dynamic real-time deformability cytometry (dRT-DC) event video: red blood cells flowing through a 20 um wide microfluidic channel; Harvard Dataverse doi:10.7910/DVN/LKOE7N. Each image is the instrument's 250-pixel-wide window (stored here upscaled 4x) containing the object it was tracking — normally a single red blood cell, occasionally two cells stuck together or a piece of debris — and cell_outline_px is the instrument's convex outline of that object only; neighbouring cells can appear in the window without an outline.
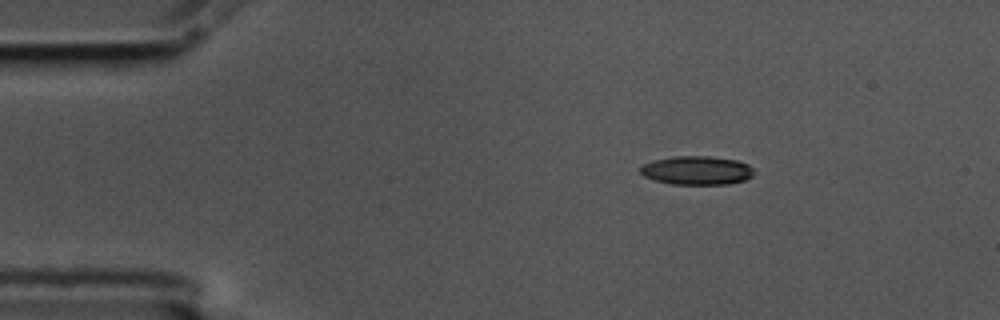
{"species": "common noctule bat (a hibernating species)", "species_latin": "Nyctalus noctula", "temperature_condition": "cold", "stored_images_in_passage": 48, "camera_frame_rate_fps": 3000, "um_per_image_px": 0.085, "animal": {"sex": "male", "body_mass_g": 17.5, "forearm_length_mm": 52.3}, "frame": {"image": 1, "passage_image": 1, "time_ms": 0.0, "image_size_px": [1000, 320], "cell_outline_px": [[752, 176], [744, 180], [728, 184], [672, 184], [656, 180], [644, 176], [640, 172], [640, 168], [644, 164], [652, 160], [672, 156], [708, 156], [736, 160], [748, 164], [752, 168]], "centroid_in_image_um": [59.21, 14.47], "position_along_channel_um": 25.8, "area_um2": 18.9}}
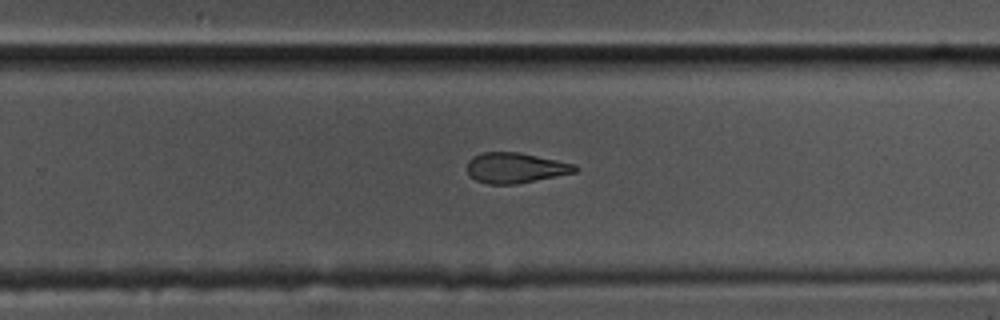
{"frame": {"image": 2, "passage_image": 28, "time_ms": 9.0, "image_size_px": [1000, 320], "cell_outline_px": [[580, 168], [576, 172], [516, 184], [488, 184], [476, 180], [468, 172], [468, 160], [472, 156], [484, 152], [520, 152], [576, 164]], "centroid_in_image_um": [43.83, 14.26], "position_along_channel_um": 286.0, "area_um2": 19.07}}
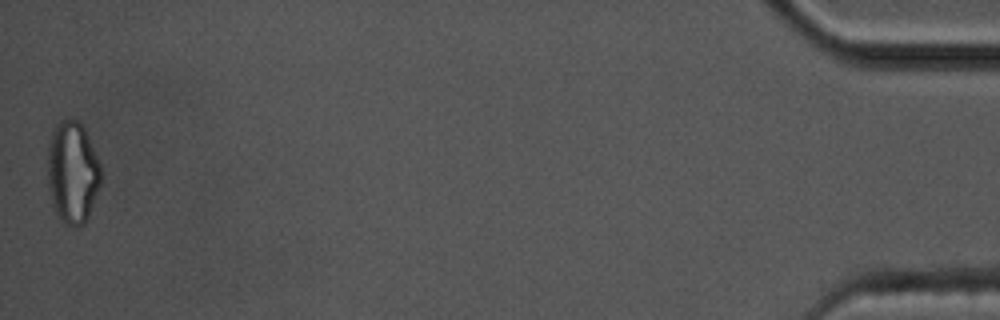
{"frame": {"image": 3, "passage_image": 48, "time_ms": 15.667, "image_size_px": [1000, 320], "cell_outline_px": [[100, 184], [88, 216], [84, 224], [76, 228], [72, 228], [64, 224], [60, 220], [52, 204], [48, 192], [48, 144], [52, 128], [60, 120], [80, 120], [84, 128], [100, 164]], "centroid_in_image_um": [6.13, 14.67], "position_along_channel_um": 429.1, "area_um2": 31.91}, "authors_computed_cell_mechanics": {"area_um2": 20.1722, "velocity_mm_per_s": 3.5708, "shape_relaxation_time_tau1_ms": 4.7824, "shape_relaxation_time_tau2_ms": 4.7707, "deformation_change_tau1": 0.1684, "deformation_change_tau2": 0.1428}}